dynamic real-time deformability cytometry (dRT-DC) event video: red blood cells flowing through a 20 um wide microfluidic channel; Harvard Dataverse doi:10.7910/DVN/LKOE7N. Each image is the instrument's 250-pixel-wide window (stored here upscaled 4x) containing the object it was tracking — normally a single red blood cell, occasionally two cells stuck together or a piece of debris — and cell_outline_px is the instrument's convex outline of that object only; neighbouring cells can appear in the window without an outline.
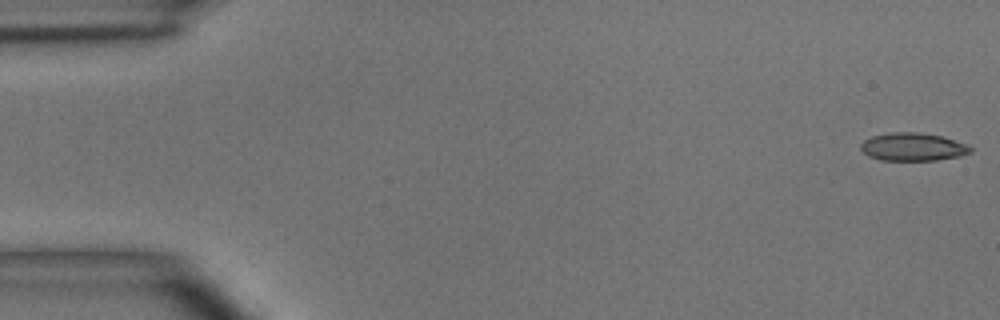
{"species": "common noctule bat (a hibernating species)", "species_latin": "Nyctalus noctula", "temperature_condition": "room temperature", "stored_images_in_passage": 5, "camera_frame_rate_fps": 3000, "um_per_image_px": 0.085, "animal": {"sex": "male", "body_mass_g": 15.6}, "frame": {"image": 1, "passage_image": 1, "time_ms": 0.0, "image_size_px": [1000, 320], "cell_outline_px": [[972, 152], [960, 156], [936, 160], [880, 160], [868, 156], [860, 148], [860, 144], [864, 140], [872, 136], [888, 132], [920, 132], [944, 136], [968, 144], [972, 148]], "centroid_in_image_um": [77.61, 12.47], "position_along_channel_um": 7.4, "area_um2": 18.15}}
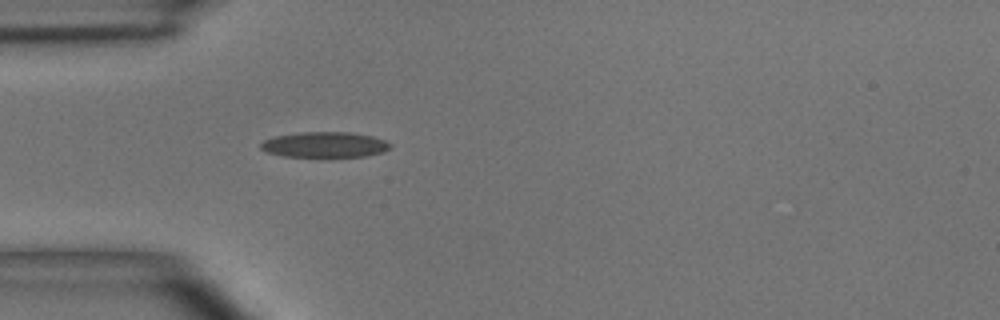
{"frame": {"image": 2, "passage_image": 5, "time_ms": 4.667, "image_size_px": [1000, 320], "cell_outline_px": [[392, 148], [384, 152], [368, 156], [284, 156], [264, 152], [260, 148], [260, 144], [264, 140], [276, 136], [300, 132], [348, 132], [372, 136], [384, 140], [392, 144]], "centroid_in_image_um": [27.62, 12.3], "position_along_channel_um": 57.4, "area_um2": 19.25}}